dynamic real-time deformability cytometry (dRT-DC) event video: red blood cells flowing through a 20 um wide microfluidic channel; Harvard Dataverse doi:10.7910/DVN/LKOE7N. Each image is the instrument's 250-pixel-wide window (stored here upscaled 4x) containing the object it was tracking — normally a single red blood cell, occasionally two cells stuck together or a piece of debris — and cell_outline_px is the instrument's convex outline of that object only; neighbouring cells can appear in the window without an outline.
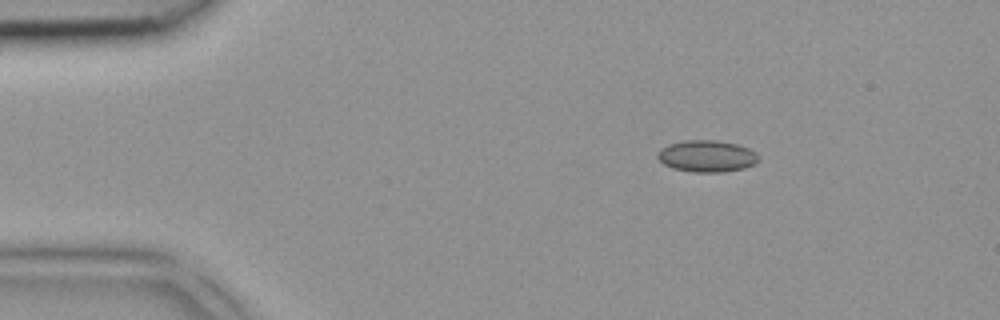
{"species": "common noctule bat (a hibernating species)", "species_latin": "Nyctalus noctula", "temperature_condition": "room temperature", "stored_images_in_passage": 5, "camera_frame_rate_fps": 3000, "um_per_image_px": 0.085, "animal": {"sex": "female", "body_mass_g": 18.4}, "frame": {"image": 1, "passage_image": 2, "time_ms": 0.333, "image_size_px": [1000, 320], "cell_outline_px": [[760, 160], [756, 164], [744, 168], [724, 172], [692, 172], [672, 168], [664, 164], [656, 156], [656, 152], [660, 148], [668, 144], [684, 140], [716, 140], [736, 144], [748, 148], [756, 152]], "centroid_in_image_um": [60.07, 13.27], "position_along_channel_um": 24.9, "area_um2": 18.9}}
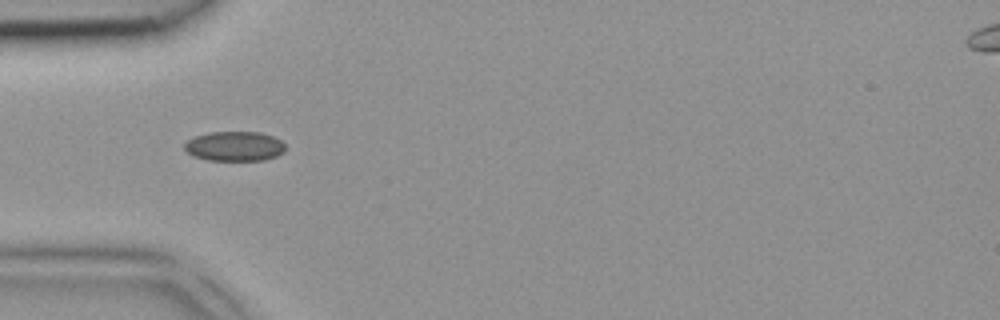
{"frame": {"image": 2, "passage_image": 3, "time_ms": 0.667, "image_size_px": [1000, 320], "cell_outline_px": [[284, 152], [276, 156], [264, 160], [208, 160], [192, 156], [184, 148], [184, 144], [192, 136], [208, 132], [260, 132], [272, 136], [280, 140], [284, 144]], "centroid_in_image_um": [19.9, 12.42], "position_along_channel_um": 65.1, "area_um2": 17.51}}